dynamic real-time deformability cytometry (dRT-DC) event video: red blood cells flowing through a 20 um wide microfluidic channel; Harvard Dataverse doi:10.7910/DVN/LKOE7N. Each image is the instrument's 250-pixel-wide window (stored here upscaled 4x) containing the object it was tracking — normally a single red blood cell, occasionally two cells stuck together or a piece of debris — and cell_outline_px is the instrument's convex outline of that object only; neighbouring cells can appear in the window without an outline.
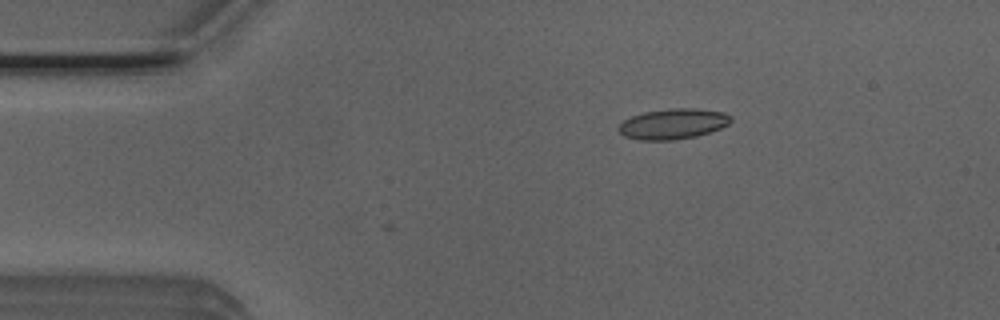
{"species": "Egyptian fruit bat (a non-hibernating species)", "species_latin": "Rousettus aegyptiacus", "temperature_condition": "room temperature", "stored_images_in_passage": 3, "camera_frame_rate_fps": 3000, "um_per_image_px": 0.085, "animal": {"sex": "male"}, "frame": {"image": 1, "passage_image": 3, "time_ms": 0.667, "image_size_px": [1000, 320], "cell_outline_px": [[732, 120], [728, 124], [720, 128], [696, 136], [672, 140], [636, 140], [624, 136], [616, 128], [624, 120], [632, 116], [644, 112], [672, 108], [696, 108], [724, 112], [732, 116]], "centroid_in_image_um": [57.2, 10.53], "position_along_channel_um": 27.8, "area_um2": 19.94}}